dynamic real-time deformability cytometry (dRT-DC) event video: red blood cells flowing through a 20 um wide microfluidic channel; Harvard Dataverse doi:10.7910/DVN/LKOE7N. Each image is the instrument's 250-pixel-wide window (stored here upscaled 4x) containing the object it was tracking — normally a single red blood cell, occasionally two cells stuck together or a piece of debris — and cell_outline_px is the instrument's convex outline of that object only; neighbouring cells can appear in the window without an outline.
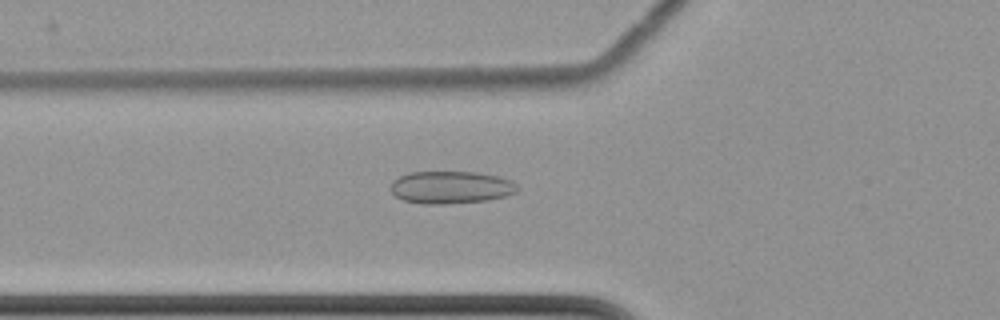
{"species": "common noctule bat (a hibernating species)", "species_latin": "Nyctalus noctula", "temperature_condition": "cold", "stored_images_in_passage": 60, "camera_frame_rate_fps": 3000, "um_per_image_px": 0.085, "animal": {"sex": "female", "body_mass_g": 22.7, "forearm_length_mm": 54.2}, "frame": {"image": 1, "passage_image": 23, "time_ms": 7.333, "image_size_px": [1000, 320], "cell_outline_px": [[520, 188], [516, 192], [504, 196], [488, 200], [448, 204], [424, 204], [404, 200], [396, 196], [392, 192], [392, 180], [408, 172], [476, 172], [496, 176], [512, 180]], "centroid_in_image_um": [38.34, 15.92], "position_along_channel_um": 87.5, "area_um2": 23.99}}
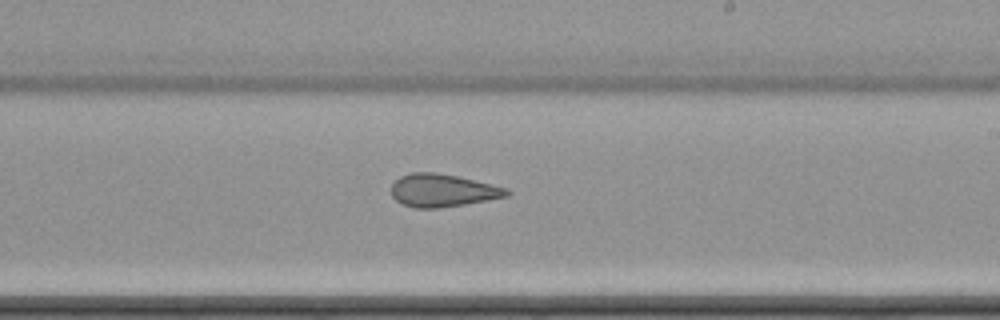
{"frame": {"image": 2, "passage_image": 37, "time_ms": 12.0, "image_size_px": [1000, 320], "cell_outline_px": [[512, 192], [508, 196], [488, 200], [464, 204], [436, 208], [416, 208], [400, 204], [392, 196], [392, 184], [400, 176], [412, 172], [436, 172], [456, 176], [508, 188]], "centroid_in_image_um": [37.62, 16.19], "position_along_channel_um": 251.4, "area_um2": 22.02}}
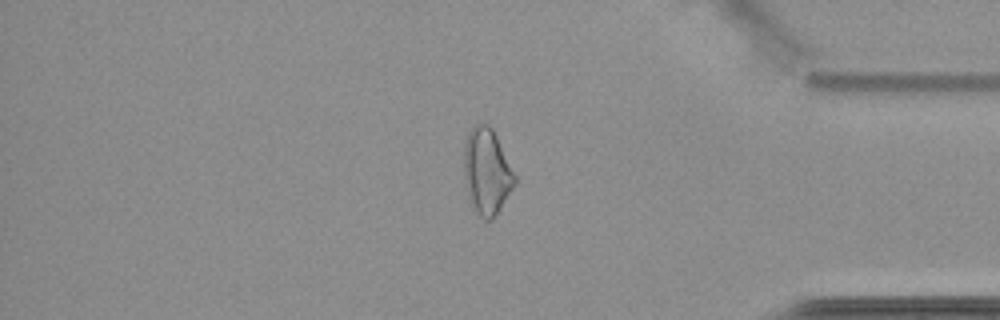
{"frame": {"image": 3, "passage_image": 51, "time_ms": 16.667, "image_size_px": [1000, 320], "cell_outline_px": [[516, 184], [492, 220], [484, 220], [472, 208], [464, 180], [464, 144], [468, 132], [480, 120], [488, 124], [492, 128], [516, 176]], "centroid_in_image_um": [41.36, 14.57], "position_along_channel_um": 393.8, "area_um2": 25.55}, "authors_computed_cell_mechanics": {"area_um2": 25.721, "velocity_mm_per_s": 3.5128, "shape_relaxation_time_tau1_ms": null, "shape_relaxation_time_tau2_ms": 3.46, "deformation_change_tau1": null, "deformation_change_tau2": 0.1167}}